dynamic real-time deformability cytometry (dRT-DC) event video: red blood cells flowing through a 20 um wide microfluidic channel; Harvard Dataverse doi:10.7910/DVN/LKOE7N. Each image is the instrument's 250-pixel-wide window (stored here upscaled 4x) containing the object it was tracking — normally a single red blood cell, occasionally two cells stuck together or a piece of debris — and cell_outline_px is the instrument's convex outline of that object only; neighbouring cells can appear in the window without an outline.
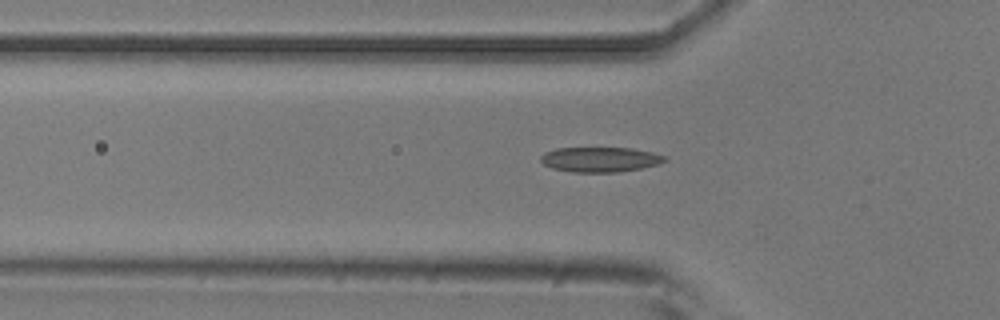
{"species": "common noctule bat (a hibernating species)", "species_latin": "Nyctalus noctula", "temperature_condition": "room temperature", "stored_images_in_passage": 46, "camera_frame_rate_fps": 3000, "um_per_image_px": 0.085, "animal": {"sex": "male", "body_mass_g": 20.5, "forearm_length_mm": 52.5}, "frame": {"image": 1, "passage_image": 17, "time_ms": 5.333, "image_size_px": [1000, 320], "cell_outline_px": [[668, 160], [660, 164], [640, 168], [616, 172], [572, 172], [552, 168], [544, 164], [540, 160], [540, 156], [544, 152], [556, 148], [632, 148], [652, 152], [668, 156]], "centroid_in_image_um": [51.03, 13.55], "position_along_channel_um": 74.8, "area_um2": 18.15}}
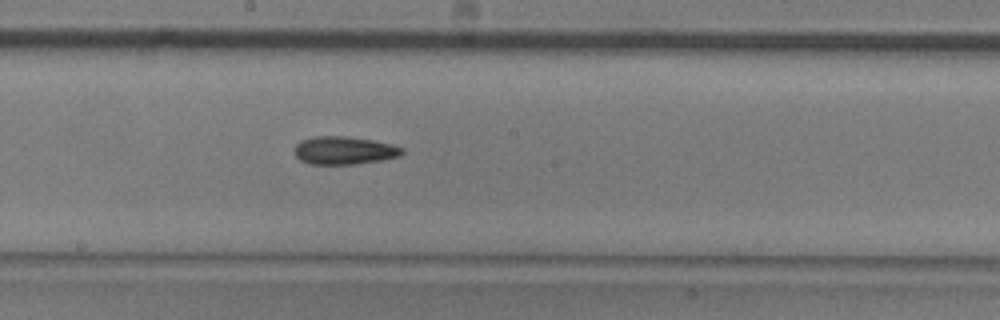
{"frame": {"image": 2, "passage_image": 28, "time_ms": 9.0, "image_size_px": [1000, 320], "cell_outline_px": [[404, 152], [400, 156], [380, 160], [352, 164], [312, 164], [300, 160], [296, 156], [296, 144], [300, 140], [316, 136], [344, 136], [372, 140], [392, 144], [404, 148]], "centroid_in_image_um": [29.27, 12.78], "position_along_channel_um": 218.9, "area_um2": 17.4}}
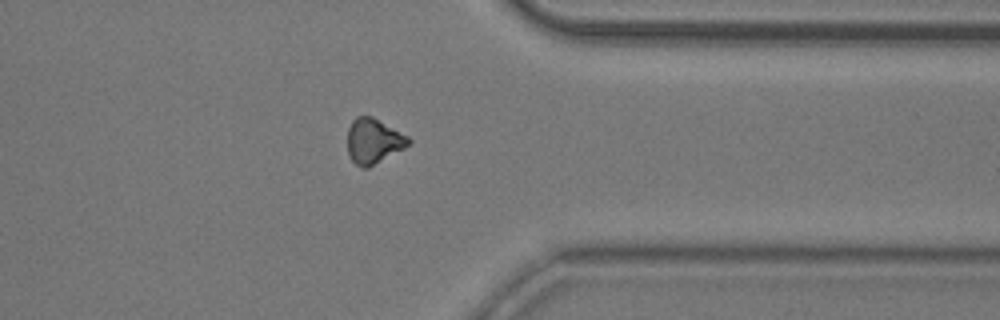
{"frame": {"image": 3, "passage_image": 41, "time_ms": 13.333, "image_size_px": [1000, 320], "cell_outline_px": [[412, 140], [404, 148], [368, 168], [360, 168], [352, 160], [348, 152], [348, 128], [352, 120], [356, 116], [372, 116], [408, 136]], "centroid_in_image_um": [31.73, 11.99], "position_along_channel_um": 379.7, "area_um2": 15.95}}